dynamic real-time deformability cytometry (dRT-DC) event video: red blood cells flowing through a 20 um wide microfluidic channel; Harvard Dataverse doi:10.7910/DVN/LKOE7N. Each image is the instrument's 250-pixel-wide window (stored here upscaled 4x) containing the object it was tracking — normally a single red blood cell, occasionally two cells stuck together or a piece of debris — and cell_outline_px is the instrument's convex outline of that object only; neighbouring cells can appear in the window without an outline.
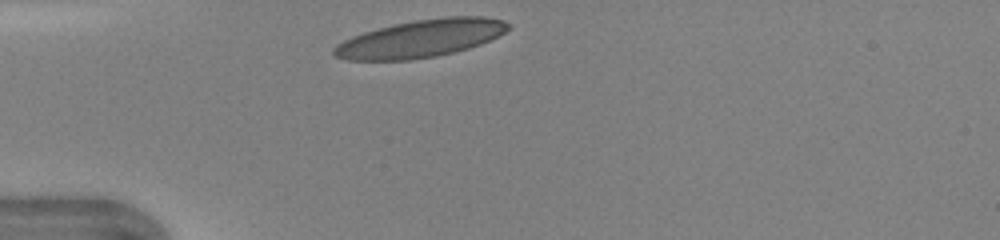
{"species": "human", "species_latin": "Homo sapiens", "temperature_condition": "warm", "stored_images_in_passage": 27, "camera_frame_rate_fps": 3000, "um_per_image_px": 0.085, "donor": {"sex": "female"}, "frame": {"image": 1, "passage_image": 1, "time_ms": 0.0, "image_size_px": [1000, 240], "cell_outline_px": [[512, 28], [480, 44], [468, 48], [436, 56], [408, 60], [348, 60], [332, 56], [332, 48], [336, 44], [352, 36], [364, 32], [396, 24], [416, 20], [444, 16], [484, 16], [504, 20], [512, 24]], "centroid_in_image_um": [35.76, 3.27], "position_along_channel_um": 49.2, "area_um2": 38.09}}
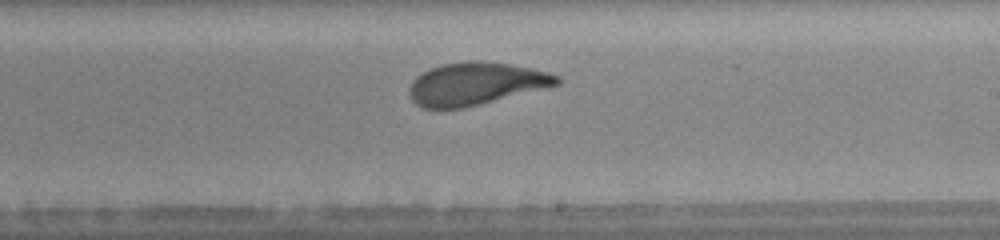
{"frame": {"image": 2, "passage_image": 16, "time_ms": 5.0, "image_size_px": [1000, 240], "cell_outline_px": [[560, 84], [464, 108], [424, 108], [416, 104], [412, 100], [408, 92], [408, 88], [412, 80], [416, 76], [432, 68], [444, 64], [476, 60], [508, 64], [532, 68], [548, 72], [560, 76]], "centroid_in_image_um": [40.42, 7.12], "position_along_channel_um": 248.6, "area_um2": 36.3}, "authors_computed_cell_mechanics": {"area_um2": 36.992, "velocity_mm_per_s": 4.3551, "shape_relaxation_time_tau1_ms": 3.8229, "shape_relaxation_time_tau2_ms": 0.7864, "deformation_change_tau1": 0.1531, "deformation_change_tau2": 0.0659}}